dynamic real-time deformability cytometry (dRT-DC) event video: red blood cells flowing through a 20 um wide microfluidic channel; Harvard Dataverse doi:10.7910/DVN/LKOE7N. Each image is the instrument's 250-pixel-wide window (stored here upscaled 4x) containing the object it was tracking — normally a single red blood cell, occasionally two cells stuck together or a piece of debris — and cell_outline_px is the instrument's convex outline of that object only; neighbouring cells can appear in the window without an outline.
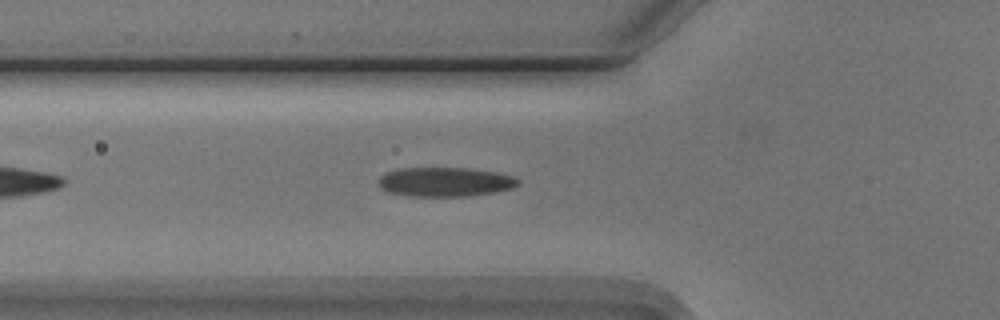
{"species": "Egyptian fruit bat (a non-hibernating species)", "species_latin": "Rousettus aegyptiacus", "temperature_condition": "cold", "stored_images_in_passage": 24, "camera_frame_rate_fps": 3000, "um_per_image_px": 0.085, "animal": {"sex": "male"}, "frame": {"image": 1, "passage_image": 3, "time_ms": 0.667, "image_size_px": [1000, 320], "cell_outline_px": [[520, 184], [512, 188], [496, 192], [468, 196], [408, 196], [388, 192], [380, 188], [376, 184], [376, 180], [380, 176], [388, 172], [400, 168], [468, 168], [496, 172], [512, 176], [520, 180]], "centroid_in_image_um": [37.8, 15.46], "position_along_channel_um": 88.0, "area_um2": 24.04}}
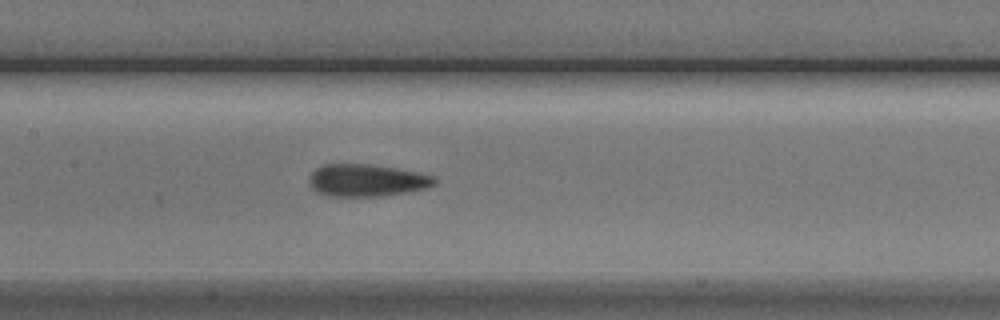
{"frame": {"image": 2, "passage_image": 10, "time_ms": 3.0, "image_size_px": [1000, 320], "cell_outline_px": [[436, 184], [428, 188], [412, 192], [384, 196], [328, 196], [316, 192], [312, 188], [308, 180], [308, 176], [316, 168], [324, 164], [364, 164], [392, 168], [416, 172], [436, 176]], "centroid_in_image_um": [31.18, 15.35], "position_along_channel_um": 176.2, "area_um2": 23.76}}
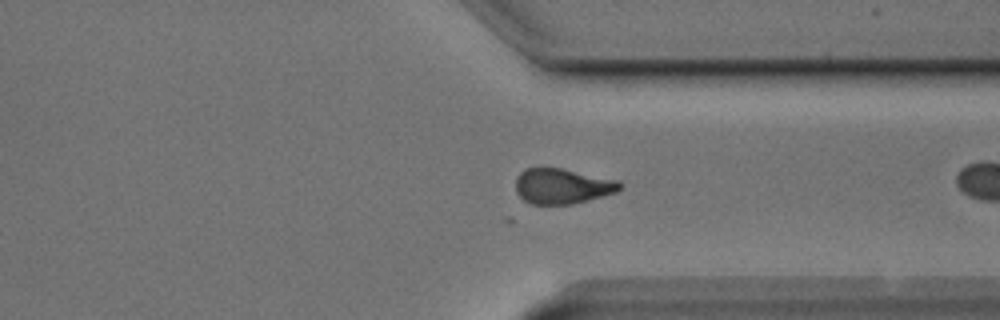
{"frame": {"image": 3, "passage_image": 22, "time_ms": 7.0, "image_size_px": [1000, 320], "cell_outline_px": [[624, 184], [616, 192], [588, 200], [572, 204], [532, 204], [524, 200], [516, 192], [516, 176], [524, 168], [560, 168], [620, 180]], "centroid_in_image_um": [47.8, 15.81], "position_along_channel_um": 363.6, "area_um2": 21.5}}